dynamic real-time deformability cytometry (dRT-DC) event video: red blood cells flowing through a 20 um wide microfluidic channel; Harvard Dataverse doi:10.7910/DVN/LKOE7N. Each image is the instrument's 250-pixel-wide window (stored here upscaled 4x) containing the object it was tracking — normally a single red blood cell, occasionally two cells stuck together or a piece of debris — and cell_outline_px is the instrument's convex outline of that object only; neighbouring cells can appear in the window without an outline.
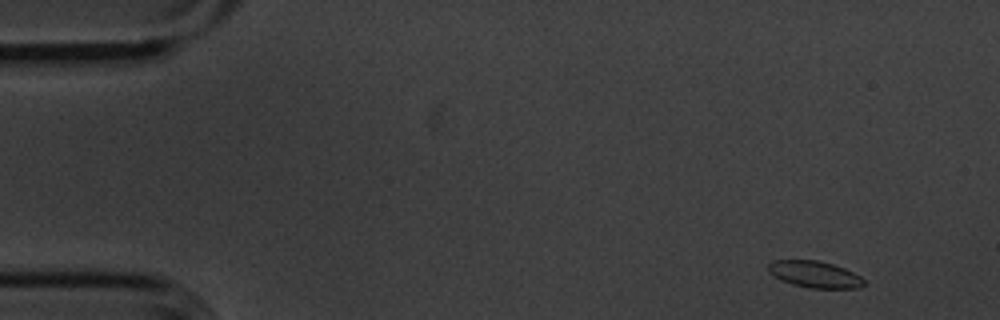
{"species": "common noctule bat (a hibernating species)", "species_latin": "Nyctalus noctula", "temperature_condition": "cold", "stored_images_in_passage": 53, "camera_frame_rate_fps": 3000, "um_per_image_px": 0.085, "animal": {"sex": "male", "body_mass_g": 20.1, "forearm_length_mm": 53.5}, "frame": {"image": 1, "passage_image": 2, "time_ms": 0.333, "image_size_px": [1000, 320], "cell_outline_px": [[864, 284], [860, 288], [808, 288], [792, 284], [768, 272], [768, 264], [772, 260], [816, 260], [832, 264], [844, 268], [860, 276], [864, 280]], "centroid_in_image_um": [69.25, 23.32], "position_along_channel_um": 15.7, "area_um2": 14.68}}
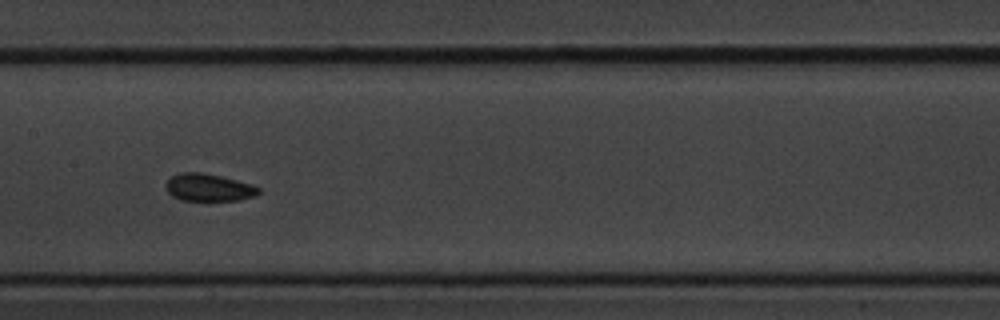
{"frame": {"image": 2, "passage_image": 25, "time_ms": 8.0, "image_size_px": [1000, 320], "cell_outline_px": [[260, 192], [256, 196], [240, 200], [180, 200], [172, 196], [168, 192], [164, 184], [172, 176], [180, 172], [200, 172], [220, 176], [252, 184], [260, 188]], "centroid_in_image_um": [17.74, 15.94], "position_along_channel_um": 189.7, "area_um2": 14.85}}
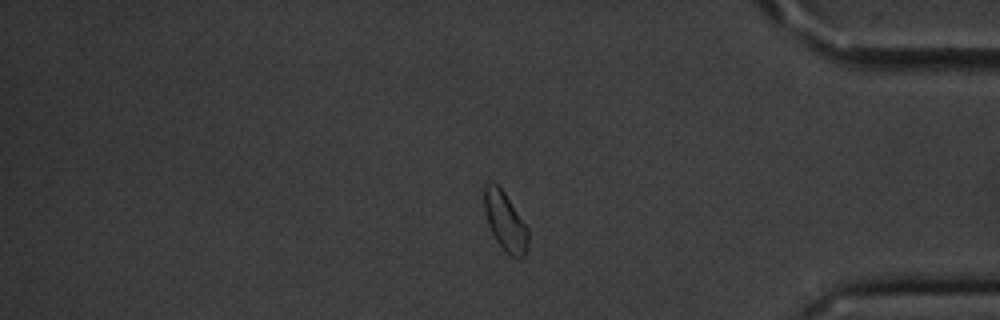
{"frame": {"image": 3, "passage_image": 44, "time_ms": 14.333, "image_size_px": [1000, 320], "cell_outline_px": [[528, 252], [520, 260], [516, 260], [496, 240], [488, 224], [484, 212], [484, 184], [488, 180], [492, 180], [504, 192], [528, 228]], "centroid_in_image_um": [42.94, 18.82], "position_along_channel_um": 392.3, "area_um2": 15.14}, "authors_computed_cell_mechanics": {"area_um2": 15.1436, "velocity_mm_per_s": 3.5831, "shape_relaxation_time_tau1_ms": null, "shape_relaxation_time_tau2_ms": 2.5049, "deformation_change_tau1": null, "deformation_change_tau2": 0.0664}}